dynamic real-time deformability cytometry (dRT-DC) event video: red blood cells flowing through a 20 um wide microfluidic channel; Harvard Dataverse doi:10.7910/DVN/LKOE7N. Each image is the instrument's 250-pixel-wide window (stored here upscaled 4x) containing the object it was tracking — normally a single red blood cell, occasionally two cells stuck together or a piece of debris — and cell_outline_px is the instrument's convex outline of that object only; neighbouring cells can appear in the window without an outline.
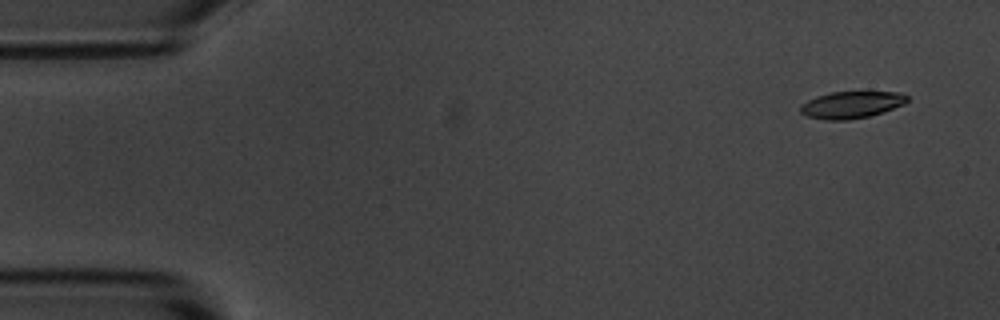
{"species": "common noctule bat (a hibernating species)", "species_latin": "Nyctalus noctula", "temperature_condition": "room temperature", "stored_images_in_passage": 7, "camera_frame_rate_fps": 3000, "um_per_image_px": 0.085, "animal": {"sex": "male", "body_mass_g": 20.1, "forearm_length_mm": 53.5}, "frame": {"image": 1, "passage_image": 1, "time_ms": 0.0, "image_size_px": [1000, 320], "cell_outline_px": [[908, 100], [904, 104], [868, 116], [848, 120], [824, 120], [808, 116], [800, 112], [800, 108], [808, 100], [816, 96], [832, 92], [900, 92], [908, 96]], "centroid_in_image_um": [72.37, 8.9], "position_along_channel_um": 12.6, "area_um2": 16.47}}
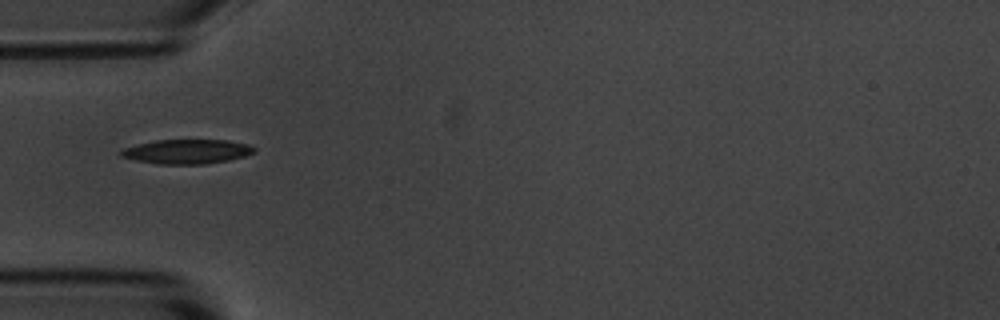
{"frame": {"image": 2, "passage_image": 5, "time_ms": 4.667, "image_size_px": [1000, 320], "cell_outline_px": [[256, 148], [252, 152], [244, 156], [228, 160], [204, 164], [156, 164], [136, 160], [120, 156], [120, 152], [124, 148], [156, 140], [228, 140], [248, 144]], "centroid_in_image_um": [15.89, 12.88], "position_along_channel_um": 69.1, "area_um2": 18.73}}
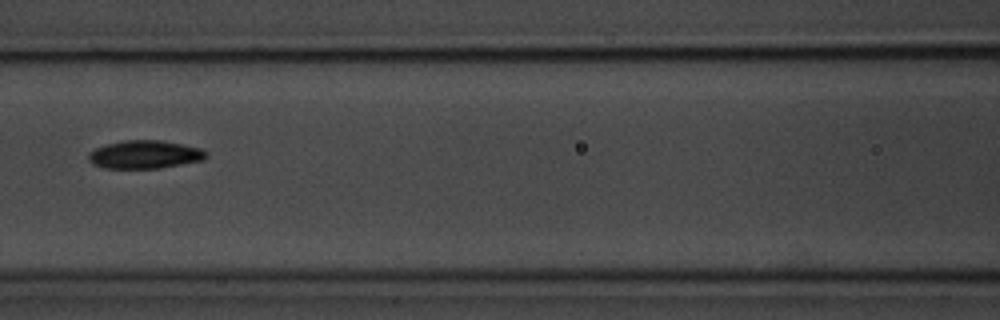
{"frame": {"image": 3, "passage_image": 7, "time_ms": 7.0, "image_size_px": [1000, 320], "cell_outline_px": [[208, 156], [204, 160], [160, 168], [104, 168], [92, 164], [88, 160], [88, 152], [104, 144], [124, 140], [160, 140], [200, 148], [208, 152]], "centroid_in_image_um": [12.29, 13.13], "position_along_channel_um": 154.3, "area_um2": 19.42}}